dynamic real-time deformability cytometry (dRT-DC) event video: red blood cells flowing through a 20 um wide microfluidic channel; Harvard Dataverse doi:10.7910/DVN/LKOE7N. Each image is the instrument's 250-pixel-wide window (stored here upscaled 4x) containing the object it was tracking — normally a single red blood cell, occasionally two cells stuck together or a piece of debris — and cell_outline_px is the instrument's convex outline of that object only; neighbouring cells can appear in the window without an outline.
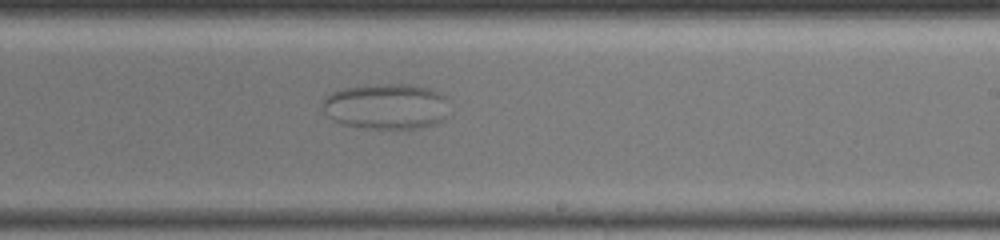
{"species": "common noctule bat (a hibernating species)", "species_latin": "Nyctalus noctula", "temperature_condition": "warm", "stored_images_in_passage": 23, "camera_frame_rate_fps": 3000, "um_per_image_px": 0.085, "animal": {"sex": "female", "body_mass_g": 19.5, "forearm_length_mm": 54.1}, "frame": {"image": 1, "passage_image": 23, "time_ms": 15.333, "image_size_px": [1000, 240], "cell_outline_px": [[444, 96], [440, 120], [436, 124], [420, 128], [364, 128], [340, 124], [332, 120], [324, 112], [324, 100], [332, 92], [344, 88], [388, 84], [408, 84], [428, 88]], "centroid_in_image_um": [32.73, 9.05], "position_along_channel_um": 256.3, "area_um2": 32.71}}